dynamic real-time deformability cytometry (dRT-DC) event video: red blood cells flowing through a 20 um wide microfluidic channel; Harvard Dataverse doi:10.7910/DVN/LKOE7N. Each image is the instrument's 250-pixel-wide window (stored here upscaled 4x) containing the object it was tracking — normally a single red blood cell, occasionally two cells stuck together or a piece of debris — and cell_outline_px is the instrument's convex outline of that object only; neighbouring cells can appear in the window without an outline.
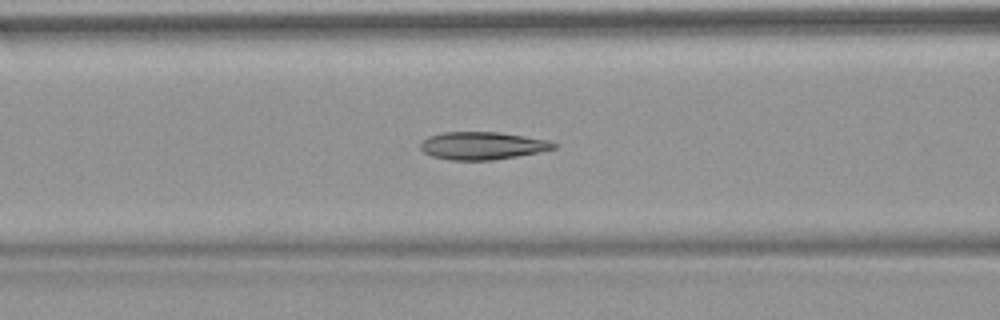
{"species": "common noctule bat (a hibernating species)", "species_latin": "Nyctalus noctula", "temperature_condition": "warm", "stored_images_in_passage": 52, "camera_frame_rate_fps": 3000, "um_per_image_px": 0.085, "animal": {"sex": "female", "body_mass_g": 18.4}, "frame": {"image": 1, "passage_image": 21, "time_ms": 6.667, "image_size_px": [1000, 320], "cell_outline_px": [[556, 148], [540, 152], [492, 160], [448, 160], [432, 156], [424, 152], [420, 148], [420, 144], [428, 136], [444, 132], [500, 132], [548, 140], [556, 144]], "centroid_in_image_um": [40.99, 12.38], "position_along_channel_um": 125.6, "area_um2": 21.44}}
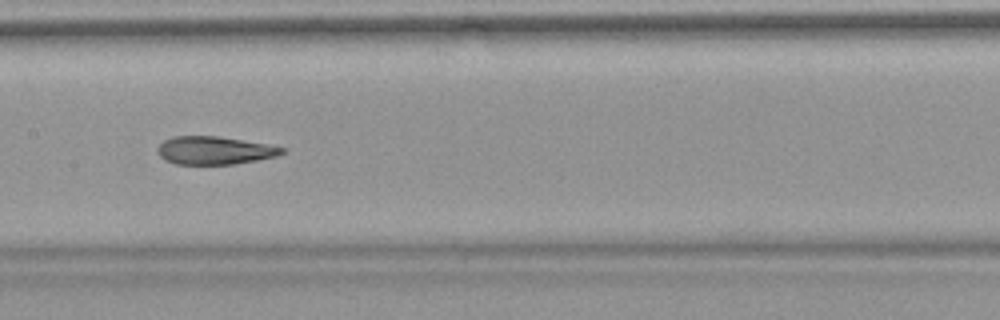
{"frame": {"image": 2, "passage_image": 26, "time_ms": 8.333, "image_size_px": [1000, 320], "cell_outline_px": [[284, 152], [276, 156], [256, 160], [232, 164], [176, 164], [164, 160], [160, 156], [156, 148], [164, 140], [172, 136], [216, 136], [264, 144], [284, 148]], "centroid_in_image_um": [18.15, 12.79], "position_along_channel_um": 189.2, "area_um2": 20.0}}
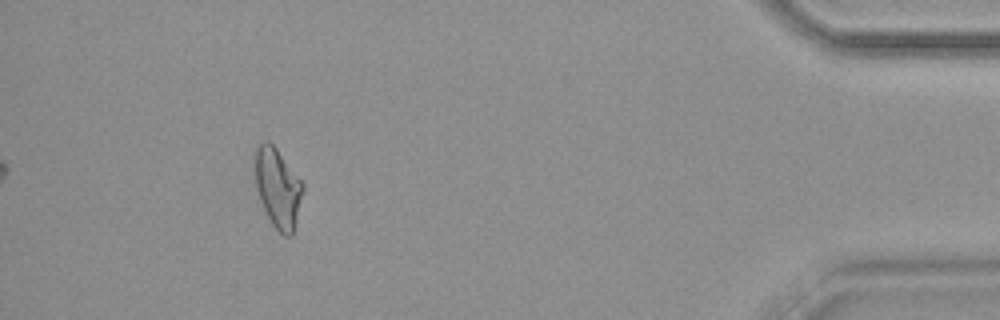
{"frame": {"image": 3, "passage_image": 48, "time_ms": 15.667, "image_size_px": [1000, 320], "cell_outline_px": [[304, 188], [296, 224], [292, 236], [284, 236], [272, 224], [260, 200], [256, 188], [252, 164], [252, 152], [256, 144], [260, 140], [268, 140], [276, 148], [304, 184]], "centroid_in_image_um": [23.55, 15.89], "position_along_channel_um": 411.6, "area_um2": 22.83}, "authors_computed_cell_mechanics": {"area_um2": 22.0218, "velocity_mm_per_s": 3.8211, "shape_relaxation_time_tau1_ms": null, "shape_relaxation_time_tau2_ms": 2.5693, "deformation_change_tau1": null, "deformation_change_tau2": 0.0898}}